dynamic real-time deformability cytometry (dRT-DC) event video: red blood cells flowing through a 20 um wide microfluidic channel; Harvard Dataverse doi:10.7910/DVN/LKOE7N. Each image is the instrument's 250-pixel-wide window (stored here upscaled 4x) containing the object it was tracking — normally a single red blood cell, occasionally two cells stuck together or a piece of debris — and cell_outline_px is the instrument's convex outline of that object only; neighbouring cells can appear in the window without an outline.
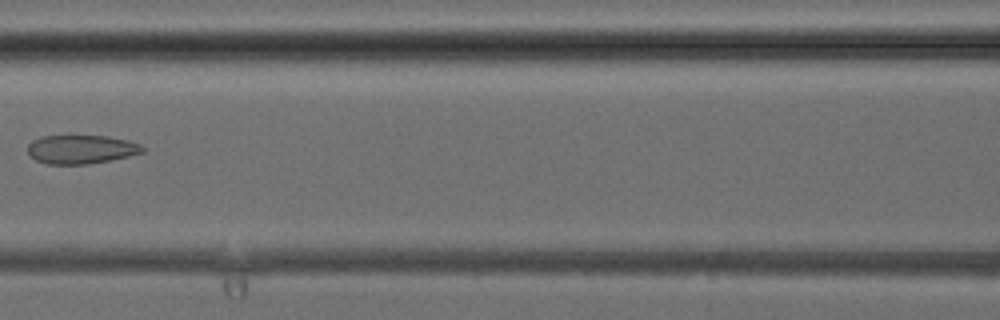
{"species": "common noctule bat (a hibernating species)", "species_latin": "Nyctalus noctula", "temperature_condition": "cold", "stored_images_in_passage": 7, "camera_frame_rate_fps": 3000, "um_per_image_px": 0.085, "animal": {"sex": "female", "body_mass_g": 24.6, "forearm_length_mm": 56.2}, "frame": {"image": 1, "passage_image": 7, "time_ms": 7.0, "image_size_px": [1000, 320], "cell_outline_px": [[144, 152], [128, 156], [88, 164], [48, 164], [36, 160], [28, 152], [28, 144], [32, 140], [44, 136], [108, 136], [128, 140], [140, 144], [144, 148]], "centroid_in_image_um": [6.9, 12.69], "position_along_channel_um": 159.7, "area_um2": 19.07}}